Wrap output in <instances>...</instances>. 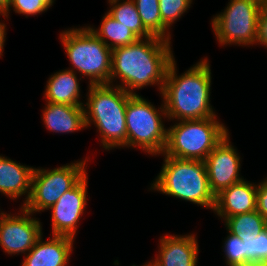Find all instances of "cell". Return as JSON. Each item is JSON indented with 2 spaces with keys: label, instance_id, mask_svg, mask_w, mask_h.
<instances>
[{
  "label": "cell",
  "instance_id": "obj_1",
  "mask_svg": "<svg viewBox=\"0 0 267 266\" xmlns=\"http://www.w3.org/2000/svg\"><path fill=\"white\" fill-rule=\"evenodd\" d=\"M171 43L153 35L112 49L110 84L119 79L121 83H115V86L130 94L157 85L161 95L168 66L174 59Z\"/></svg>",
  "mask_w": 267,
  "mask_h": 266
},
{
  "label": "cell",
  "instance_id": "obj_2",
  "mask_svg": "<svg viewBox=\"0 0 267 266\" xmlns=\"http://www.w3.org/2000/svg\"><path fill=\"white\" fill-rule=\"evenodd\" d=\"M208 58L177 75L175 58L170 62L161 97L167 120H201L217 117L210 103L211 69Z\"/></svg>",
  "mask_w": 267,
  "mask_h": 266
},
{
  "label": "cell",
  "instance_id": "obj_3",
  "mask_svg": "<svg viewBox=\"0 0 267 266\" xmlns=\"http://www.w3.org/2000/svg\"><path fill=\"white\" fill-rule=\"evenodd\" d=\"M83 105L86 128L98 129L105 150L127 148L126 108L133 95L114 84L88 85Z\"/></svg>",
  "mask_w": 267,
  "mask_h": 266
},
{
  "label": "cell",
  "instance_id": "obj_4",
  "mask_svg": "<svg viewBox=\"0 0 267 266\" xmlns=\"http://www.w3.org/2000/svg\"><path fill=\"white\" fill-rule=\"evenodd\" d=\"M162 156L164 164L149 189L213 211L215 195L204 161Z\"/></svg>",
  "mask_w": 267,
  "mask_h": 266
},
{
  "label": "cell",
  "instance_id": "obj_5",
  "mask_svg": "<svg viewBox=\"0 0 267 266\" xmlns=\"http://www.w3.org/2000/svg\"><path fill=\"white\" fill-rule=\"evenodd\" d=\"M60 41L72 70L89 85L110 84L112 49L103 43L87 26L60 32Z\"/></svg>",
  "mask_w": 267,
  "mask_h": 266
},
{
  "label": "cell",
  "instance_id": "obj_6",
  "mask_svg": "<svg viewBox=\"0 0 267 266\" xmlns=\"http://www.w3.org/2000/svg\"><path fill=\"white\" fill-rule=\"evenodd\" d=\"M217 118L175 122L167 128V141L162 154L204 161L229 133L225 124Z\"/></svg>",
  "mask_w": 267,
  "mask_h": 266
},
{
  "label": "cell",
  "instance_id": "obj_7",
  "mask_svg": "<svg viewBox=\"0 0 267 266\" xmlns=\"http://www.w3.org/2000/svg\"><path fill=\"white\" fill-rule=\"evenodd\" d=\"M163 118H167L163 99L161 107L156 108L144 97L133 94L126 108L127 147L140 148L152 156L162 155L167 141Z\"/></svg>",
  "mask_w": 267,
  "mask_h": 266
},
{
  "label": "cell",
  "instance_id": "obj_8",
  "mask_svg": "<svg viewBox=\"0 0 267 266\" xmlns=\"http://www.w3.org/2000/svg\"><path fill=\"white\" fill-rule=\"evenodd\" d=\"M88 160L89 158L86 157L84 160L80 159L54 169L35 168L31 193L23 207L33 214L49 210L87 173Z\"/></svg>",
  "mask_w": 267,
  "mask_h": 266
},
{
  "label": "cell",
  "instance_id": "obj_9",
  "mask_svg": "<svg viewBox=\"0 0 267 266\" xmlns=\"http://www.w3.org/2000/svg\"><path fill=\"white\" fill-rule=\"evenodd\" d=\"M262 5L257 0H230L224 11L211 20L217 42L221 46L255 45Z\"/></svg>",
  "mask_w": 267,
  "mask_h": 266
},
{
  "label": "cell",
  "instance_id": "obj_10",
  "mask_svg": "<svg viewBox=\"0 0 267 266\" xmlns=\"http://www.w3.org/2000/svg\"><path fill=\"white\" fill-rule=\"evenodd\" d=\"M18 215L4 213L0 218V246L8 255L27 254L43 235L39 218L24 207Z\"/></svg>",
  "mask_w": 267,
  "mask_h": 266
},
{
  "label": "cell",
  "instance_id": "obj_11",
  "mask_svg": "<svg viewBox=\"0 0 267 266\" xmlns=\"http://www.w3.org/2000/svg\"><path fill=\"white\" fill-rule=\"evenodd\" d=\"M87 173L49 209L51 212L52 235L68 236L75 239L78 223L87 205Z\"/></svg>",
  "mask_w": 267,
  "mask_h": 266
},
{
  "label": "cell",
  "instance_id": "obj_12",
  "mask_svg": "<svg viewBox=\"0 0 267 266\" xmlns=\"http://www.w3.org/2000/svg\"><path fill=\"white\" fill-rule=\"evenodd\" d=\"M229 136L228 133L204 160L210 189L215 196L244 179L239 174L241 157Z\"/></svg>",
  "mask_w": 267,
  "mask_h": 266
},
{
  "label": "cell",
  "instance_id": "obj_13",
  "mask_svg": "<svg viewBox=\"0 0 267 266\" xmlns=\"http://www.w3.org/2000/svg\"><path fill=\"white\" fill-rule=\"evenodd\" d=\"M195 234L160 237L158 254L151 262L155 266H197L199 244Z\"/></svg>",
  "mask_w": 267,
  "mask_h": 266
},
{
  "label": "cell",
  "instance_id": "obj_14",
  "mask_svg": "<svg viewBox=\"0 0 267 266\" xmlns=\"http://www.w3.org/2000/svg\"><path fill=\"white\" fill-rule=\"evenodd\" d=\"M258 184L243 179L215 196L214 213L223 221L237 214L257 210Z\"/></svg>",
  "mask_w": 267,
  "mask_h": 266
},
{
  "label": "cell",
  "instance_id": "obj_15",
  "mask_svg": "<svg viewBox=\"0 0 267 266\" xmlns=\"http://www.w3.org/2000/svg\"><path fill=\"white\" fill-rule=\"evenodd\" d=\"M74 241V238L59 235L44 241L42 235L25 254L21 266H68Z\"/></svg>",
  "mask_w": 267,
  "mask_h": 266
},
{
  "label": "cell",
  "instance_id": "obj_16",
  "mask_svg": "<svg viewBox=\"0 0 267 266\" xmlns=\"http://www.w3.org/2000/svg\"><path fill=\"white\" fill-rule=\"evenodd\" d=\"M35 167L22 165L20 162L0 155V193L17 200L25 196L23 207L31 193L32 176Z\"/></svg>",
  "mask_w": 267,
  "mask_h": 266
},
{
  "label": "cell",
  "instance_id": "obj_17",
  "mask_svg": "<svg viewBox=\"0 0 267 266\" xmlns=\"http://www.w3.org/2000/svg\"><path fill=\"white\" fill-rule=\"evenodd\" d=\"M42 120L48 131L53 133H74L86 128L83 106L55 104L46 101Z\"/></svg>",
  "mask_w": 267,
  "mask_h": 266
},
{
  "label": "cell",
  "instance_id": "obj_18",
  "mask_svg": "<svg viewBox=\"0 0 267 266\" xmlns=\"http://www.w3.org/2000/svg\"><path fill=\"white\" fill-rule=\"evenodd\" d=\"M46 84L43 94L46 101L70 106L84 105L80 100V80L69 68L52 74Z\"/></svg>",
  "mask_w": 267,
  "mask_h": 266
},
{
  "label": "cell",
  "instance_id": "obj_19",
  "mask_svg": "<svg viewBox=\"0 0 267 266\" xmlns=\"http://www.w3.org/2000/svg\"><path fill=\"white\" fill-rule=\"evenodd\" d=\"M87 27L111 49L132 44L139 39L128 27L118 22L108 12L103 16L99 28Z\"/></svg>",
  "mask_w": 267,
  "mask_h": 266
},
{
  "label": "cell",
  "instance_id": "obj_20",
  "mask_svg": "<svg viewBox=\"0 0 267 266\" xmlns=\"http://www.w3.org/2000/svg\"><path fill=\"white\" fill-rule=\"evenodd\" d=\"M108 0L110 9L107 11L114 19L128 27L139 39L153 36L142 24L137 7L133 0Z\"/></svg>",
  "mask_w": 267,
  "mask_h": 266
},
{
  "label": "cell",
  "instance_id": "obj_21",
  "mask_svg": "<svg viewBox=\"0 0 267 266\" xmlns=\"http://www.w3.org/2000/svg\"><path fill=\"white\" fill-rule=\"evenodd\" d=\"M226 230L236 234L241 240L243 237H253L259 235L265 229V219L257 211L244 214H237L224 220Z\"/></svg>",
  "mask_w": 267,
  "mask_h": 266
},
{
  "label": "cell",
  "instance_id": "obj_22",
  "mask_svg": "<svg viewBox=\"0 0 267 266\" xmlns=\"http://www.w3.org/2000/svg\"><path fill=\"white\" fill-rule=\"evenodd\" d=\"M144 27L154 36L171 40L170 30L163 24L159 0H133Z\"/></svg>",
  "mask_w": 267,
  "mask_h": 266
},
{
  "label": "cell",
  "instance_id": "obj_23",
  "mask_svg": "<svg viewBox=\"0 0 267 266\" xmlns=\"http://www.w3.org/2000/svg\"><path fill=\"white\" fill-rule=\"evenodd\" d=\"M245 242V265L248 263H267V230L264 229L259 235L243 237Z\"/></svg>",
  "mask_w": 267,
  "mask_h": 266
},
{
  "label": "cell",
  "instance_id": "obj_24",
  "mask_svg": "<svg viewBox=\"0 0 267 266\" xmlns=\"http://www.w3.org/2000/svg\"><path fill=\"white\" fill-rule=\"evenodd\" d=\"M193 0H159L160 15L163 24L170 30L184 13L189 10Z\"/></svg>",
  "mask_w": 267,
  "mask_h": 266
},
{
  "label": "cell",
  "instance_id": "obj_25",
  "mask_svg": "<svg viewBox=\"0 0 267 266\" xmlns=\"http://www.w3.org/2000/svg\"><path fill=\"white\" fill-rule=\"evenodd\" d=\"M224 239L222 249L225 253L226 266H243L245 265V253L246 247L243 242L236 234H232L228 231L227 237Z\"/></svg>",
  "mask_w": 267,
  "mask_h": 266
},
{
  "label": "cell",
  "instance_id": "obj_26",
  "mask_svg": "<svg viewBox=\"0 0 267 266\" xmlns=\"http://www.w3.org/2000/svg\"><path fill=\"white\" fill-rule=\"evenodd\" d=\"M55 0H11L9 10L4 14L5 18H9L11 7L18 14H23L27 17L35 16L47 11L53 6Z\"/></svg>",
  "mask_w": 267,
  "mask_h": 266
},
{
  "label": "cell",
  "instance_id": "obj_27",
  "mask_svg": "<svg viewBox=\"0 0 267 266\" xmlns=\"http://www.w3.org/2000/svg\"><path fill=\"white\" fill-rule=\"evenodd\" d=\"M264 46L267 48V3L262 5L259 19H258V29H257V38L255 45Z\"/></svg>",
  "mask_w": 267,
  "mask_h": 266
},
{
  "label": "cell",
  "instance_id": "obj_28",
  "mask_svg": "<svg viewBox=\"0 0 267 266\" xmlns=\"http://www.w3.org/2000/svg\"><path fill=\"white\" fill-rule=\"evenodd\" d=\"M257 211L267 218V177L261 181L257 186L256 194Z\"/></svg>",
  "mask_w": 267,
  "mask_h": 266
},
{
  "label": "cell",
  "instance_id": "obj_29",
  "mask_svg": "<svg viewBox=\"0 0 267 266\" xmlns=\"http://www.w3.org/2000/svg\"><path fill=\"white\" fill-rule=\"evenodd\" d=\"M6 23L0 21V57L3 56L2 53H4V44L6 41Z\"/></svg>",
  "mask_w": 267,
  "mask_h": 266
},
{
  "label": "cell",
  "instance_id": "obj_30",
  "mask_svg": "<svg viewBox=\"0 0 267 266\" xmlns=\"http://www.w3.org/2000/svg\"><path fill=\"white\" fill-rule=\"evenodd\" d=\"M11 0H0V15L5 17V13L9 10Z\"/></svg>",
  "mask_w": 267,
  "mask_h": 266
},
{
  "label": "cell",
  "instance_id": "obj_31",
  "mask_svg": "<svg viewBox=\"0 0 267 266\" xmlns=\"http://www.w3.org/2000/svg\"><path fill=\"white\" fill-rule=\"evenodd\" d=\"M243 266H267V263L255 262V263H248V264L243 265Z\"/></svg>",
  "mask_w": 267,
  "mask_h": 266
},
{
  "label": "cell",
  "instance_id": "obj_32",
  "mask_svg": "<svg viewBox=\"0 0 267 266\" xmlns=\"http://www.w3.org/2000/svg\"><path fill=\"white\" fill-rule=\"evenodd\" d=\"M141 266H155L151 261L146 262V264Z\"/></svg>",
  "mask_w": 267,
  "mask_h": 266
},
{
  "label": "cell",
  "instance_id": "obj_33",
  "mask_svg": "<svg viewBox=\"0 0 267 266\" xmlns=\"http://www.w3.org/2000/svg\"><path fill=\"white\" fill-rule=\"evenodd\" d=\"M258 2L262 3V4H265L267 3V0H257Z\"/></svg>",
  "mask_w": 267,
  "mask_h": 266
},
{
  "label": "cell",
  "instance_id": "obj_34",
  "mask_svg": "<svg viewBox=\"0 0 267 266\" xmlns=\"http://www.w3.org/2000/svg\"><path fill=\"white\" fill-rule=\"evenodd\" d=\"M265 229L267 230V218L265 219Z\"/></svg>",
  "mask_w": 267,
  "mask_h": 266
},
{
  "label": "cell",
  "instance_id": "obj_35",
  "mask_svg": "<svg viewBox=\"0 0 267 266\" xmlns=\"http://www.w3.org/2000/svg\"><path fill=\"white\" fill-rule=\"evenodd\" d=\"M4 213H5V212L0 211V218L2 217V215H3Z\"/></svg>",
  "mask_w": 267,
  "mask_h": 266
}]
</instances>
